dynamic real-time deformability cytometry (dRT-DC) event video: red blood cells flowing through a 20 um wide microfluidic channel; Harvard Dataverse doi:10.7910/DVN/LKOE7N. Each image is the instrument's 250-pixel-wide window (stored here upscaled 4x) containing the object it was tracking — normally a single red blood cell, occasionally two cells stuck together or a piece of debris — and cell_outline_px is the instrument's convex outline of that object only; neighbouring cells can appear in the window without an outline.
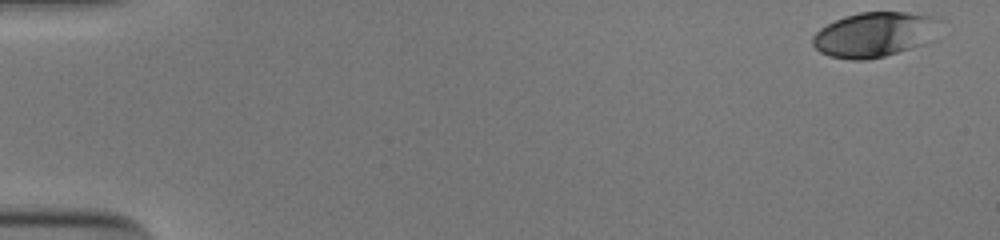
{"species": "human", "species_latin": "Homo sapiens", "temperature_condition": "cold", "stored_images_in_passage": 45, "camera_frame_rate_fps": 3000, "um_per_image_px": 0.085, "donor": {"sex": "male"}, "frame": {"image": 1, "passage_image": 1, "time_ms": 0.0, "image_size_px": [1000, 240], "cell_outline_px": [[944, 20], [908, 48], [884, 56], [868, 60], [852, 60], [828, 56], [820, 52], [812, 44], [812, 36], [820, 28], [844, 16], [860, 12], [904, 12], [940, 16]], "centroid_in_image_um": [74.18, 2.91], "position_along_channel_um": 10.8, "area_um2": 32.19}}
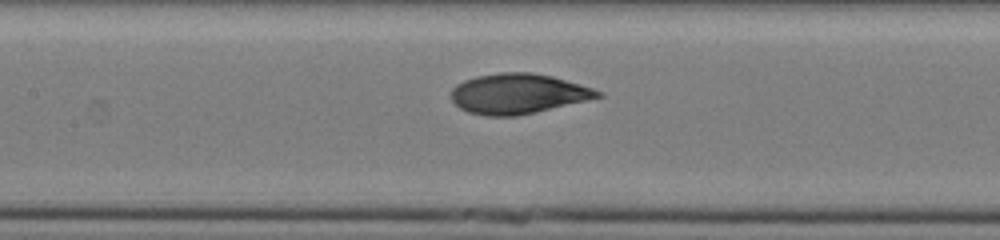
{"frame": {"image": 2, "passage_image": 25, "time_ms": 8.0, "image_size_px": [1000, 240], "cell_outline_px": [[604, 96], [588, 100], [536, 112], [516, 116], [488, 116], [468, 112], [460, 108], [452, 100], [452, 88], [456, 84], [464, 80], [476, 76], [500, 72], [532, 72], [552, 76], [580, 84], [604, 92]], "centroid_in_image_um": [44.05, 7.96], "position_along_channel_um": 163.4, "area_um2": 34.33}}
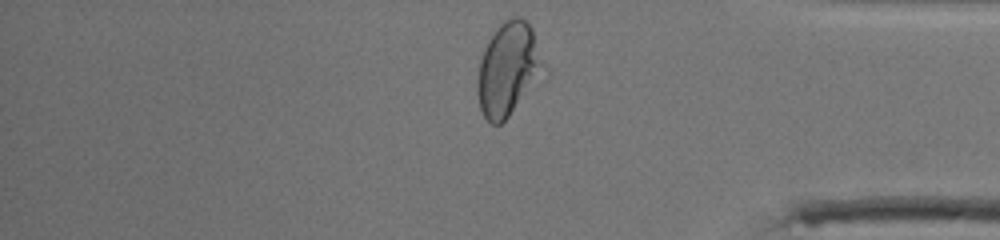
{"frame": {"image": 3, "passage_image": 44, "time_ms": 14.333, "image_size_px": [1000, 240], "cell_outline_px": [[552, 72], [500, 124], [492, 124], [484, 116], [480, 108], [476, 88], [476, 84], [480, 60], [484, 48], [488, 40], [496, 28], [504, 20], [512, 16], [520, 16], [532, 28]], "centroid_in_image_um": [43.32, 5.87], "position_along_channel_um": 391.9, "area_um2": 37.63}, "authors_computed_cell_mechanics": {"area_um2": 33.8708, "velocity_mm_per_s": 3.8943, "shape_relaxation_time_tau1_ms": 4.2522, "shape_relaxation_time_tau2_ms": 1.0224, "deformation_change_tau1": 0.1795, "deformation_change_tau2": 0.0483}}